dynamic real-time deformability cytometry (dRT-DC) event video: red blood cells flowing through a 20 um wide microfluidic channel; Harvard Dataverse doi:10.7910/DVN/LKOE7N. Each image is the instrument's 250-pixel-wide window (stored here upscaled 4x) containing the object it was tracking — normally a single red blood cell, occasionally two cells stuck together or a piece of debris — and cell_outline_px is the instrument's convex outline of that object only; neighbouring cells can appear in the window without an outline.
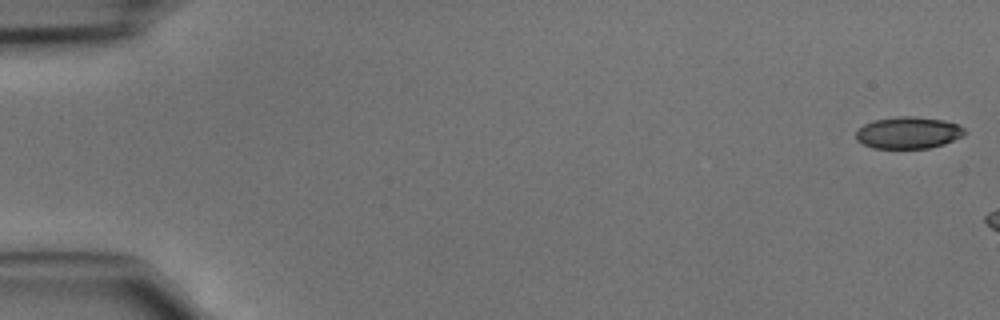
{"species": "common noctule bat (a hibernating species)", "species_latin": "Nyctalus noctula", "temperature_condition": "cold", "stored_images_in_passage": 15, "camera_frame_rate_fps": 3000, "um_per_image_px": 0.085, "animal": {"sex": "male", "body_mass_g": 15.6}, "frame": {"image": 1, "passage_image": 1, "time_ms": 0.0, "image_size_px": [1000, 320], "cell_outline_px": [[968, 132], [964, 136], [944, 144], [928, 148], [872, 148], [856, 140], [856, 132], [864, 124], [876, 120], [896, 116], [912, 116], [944, 120], [956, 124], [964, 128]], "centroid_in_image_um": [77.23, 11.28], "position_along_channel_um": 7.8, "area_um2": 20.17}}
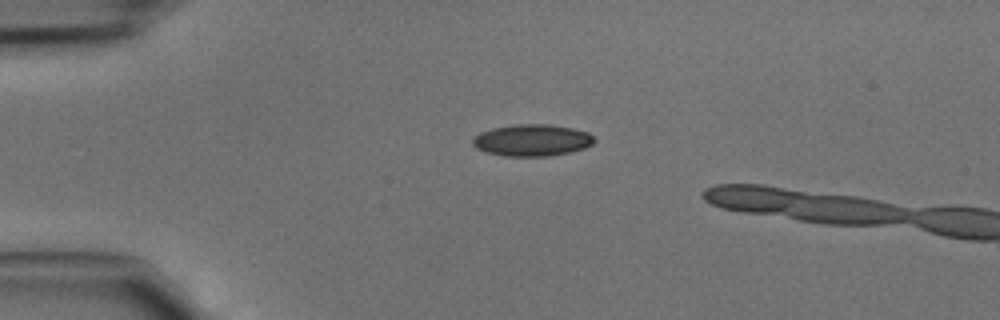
{"frame": {"image": 2, "passage_image": 11, "time_ms": 3.333, "image_size_px": [1000, 320], "cell_outline_px": [[596, 140], [592, 144], [584, 148], [568, 152], [548, 156], [504, 156], [488, 152], [476, 148], [472, 144], [472, 140], [480, 132], [492, 128], [516, 124], [548, 124], [572, 128], [588, 132]], "centroid_in_image_um": [45.22, 11.91], "position_along_channel_um": 39.8, "area_um2": 22.37}}